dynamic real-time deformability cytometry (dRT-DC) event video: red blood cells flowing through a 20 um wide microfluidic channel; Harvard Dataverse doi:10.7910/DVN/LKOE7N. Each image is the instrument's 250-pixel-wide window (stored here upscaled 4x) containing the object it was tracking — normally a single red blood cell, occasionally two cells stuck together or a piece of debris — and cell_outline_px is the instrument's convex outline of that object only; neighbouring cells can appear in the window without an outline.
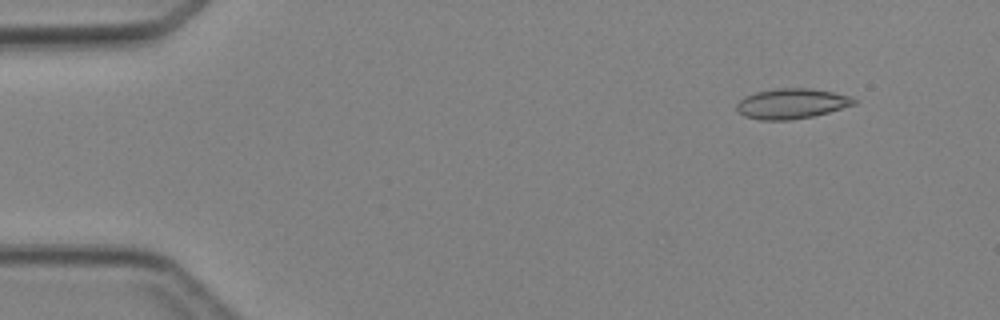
{"species": "Egyptian fruit bat (a non-hibernating species)", "species_latin": "Rousettus aegyptiacus", "temperature_condition": "cold", "stored_images_in_passage": 13, "camera_frame_rate_fps": 3000, "um_per_image_px": 0.085, "animal": {"sex": "female"}, "frame": {"image": 1, "passage_image": 1, "time_ms": 0.0, "image_size_px": [1000, 320], "cell_outline_px": [[856, 104], [828, 112], [812, 116], [788, 120], [760, 120], [744, 116], [736, 108], [736, 104], [744, 96], [756, 92], [776, 88], [812, 88], [852, 96], [856, 100]], "centroid_in_image_um": [67.28, 8.8], "position_along_channel_um": 17.7, "area_um2": 20.63}}
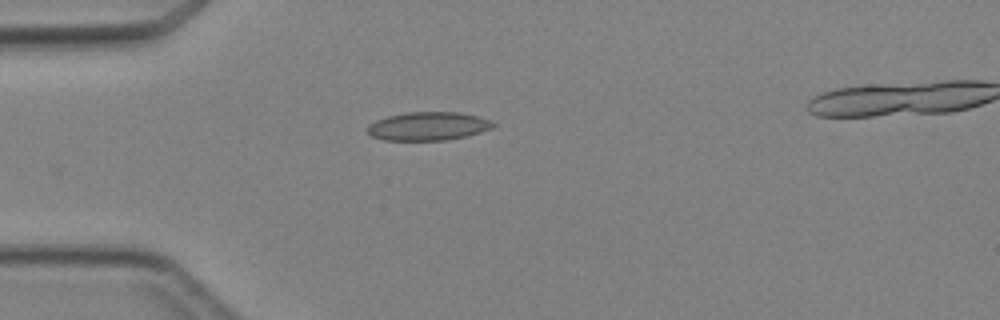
{"frame": {"image": 2, "passage_image": 9, "time_ms": 2.667, "image_size_px": [1000, 320], "cell_outline_px": [[496, 124], [492, 128], [480, 132], [448, 140], [384, 140], [372, 136], [368, 132], [368, 124], [376, 120], [388, 116], [408, 112], [456, 112], [480, 116], [492, 120]], "centroid_in_image_um": [36.42, 10.72], "position_along_channel_um": 48.6, "area_um2": 20.81}}
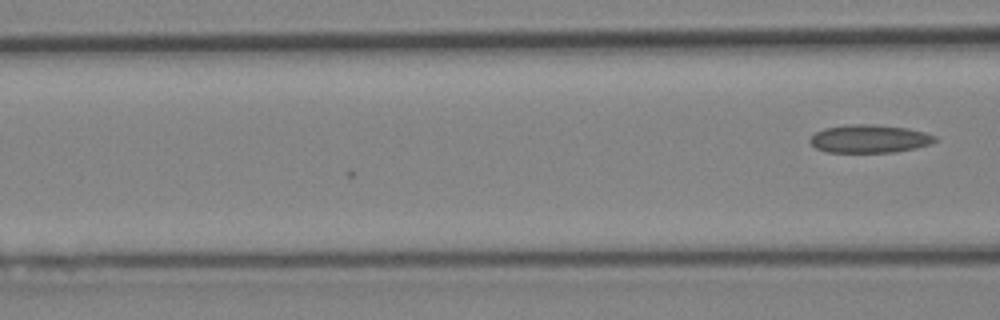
{"frame": {"image": 3, "passage_image": 13, "time_ms": 4.0, "image_size_px": [1000, 320], "cell_outline_px": [[936, 140], [928, 144], [916, 148], [896, 152], [828, 152], [816, 148], [808, 140], [816, 132], [824, 128], [852, 124], [872, 124], [908, 128], [924, 132], [936, 136]], "centroid_in_image_um": [73.9, 11.79], "position_along_channel_um": 92.7, "area_um2": 20.35}}